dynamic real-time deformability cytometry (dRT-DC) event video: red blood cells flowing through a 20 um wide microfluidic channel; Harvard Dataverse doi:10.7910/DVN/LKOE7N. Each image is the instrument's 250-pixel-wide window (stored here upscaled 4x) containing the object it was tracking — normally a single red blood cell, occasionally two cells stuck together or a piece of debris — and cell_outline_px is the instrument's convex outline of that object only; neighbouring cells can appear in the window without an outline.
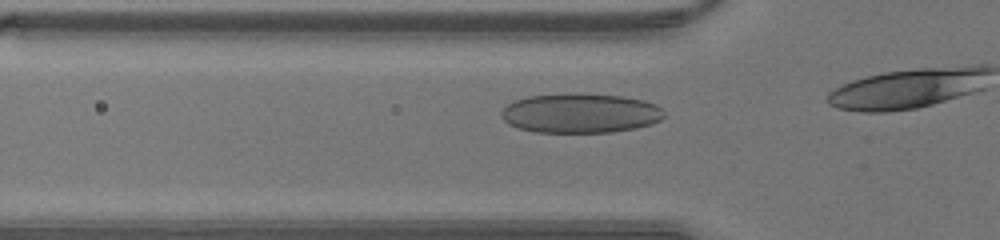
{"species": "human", "species_latin": "Homo sapiens", "temperature_condition": "warm", "stored_images_in_passage": 9, "camera_frame_rate_fps": 3000, "um_per_image_px": 0.085, "donor": {"sex": "male"}, "frame": {"image": 1, "passage_image": 7, "time_ms": 2.0, "image_size_px": [1000, 240], "cell_outline_px": [[664, 116], [660, 120], [652, 124], [636, 128], [612, 132], [536, 132], [516, 128], [508, 124], [500, 116], [500, 112], [508, 104], [516, 100], [528, 96], [624, 96], [644, 100], [656, 104], [664, 112]], "centroid_in_image_um": [49.34, 9.67], "position_along_channel_um": 76.5, "area_um2": 36.59}}